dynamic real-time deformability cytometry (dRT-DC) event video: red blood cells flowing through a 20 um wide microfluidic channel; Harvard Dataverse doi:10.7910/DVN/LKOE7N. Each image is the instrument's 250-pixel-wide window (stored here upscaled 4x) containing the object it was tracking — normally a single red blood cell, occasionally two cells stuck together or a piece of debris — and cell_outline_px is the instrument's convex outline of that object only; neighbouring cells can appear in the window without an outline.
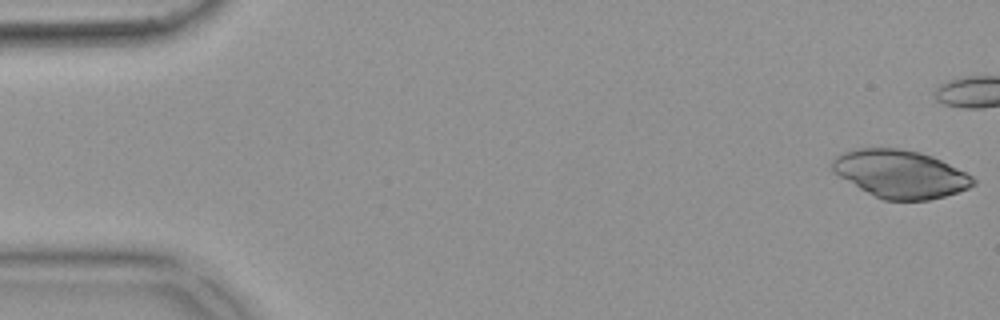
{"species": "common noctule bat (a hibernating species)", "species_latin": "Nyctalus noctula", "temperature_condition": "warm", "stored_images_in_passage": 18, "camera_frame_rate_fps": 3000, "um_per_image_px": 0.085, "animal": {"sex": "female", "body_mass_g": 18.4}, "frame": {"image": 1, "passage_image": 1, "time_ms": 0.0, "image_size_px": [1000, 320], "cell_outline_px": [[976, 184], [968, 188], [944, 196], [928, 200], [884, 200], [860, 188], [832, 172], [832, 160], [836, 156], [852, 148], [900, 148], [920, 152], [932, 156], [972, 176], [976, 180]], "centroid_in_image_um": [76.51, 14.77], "position_along_channel_um": 8.5, "area_um2": 38.96}}